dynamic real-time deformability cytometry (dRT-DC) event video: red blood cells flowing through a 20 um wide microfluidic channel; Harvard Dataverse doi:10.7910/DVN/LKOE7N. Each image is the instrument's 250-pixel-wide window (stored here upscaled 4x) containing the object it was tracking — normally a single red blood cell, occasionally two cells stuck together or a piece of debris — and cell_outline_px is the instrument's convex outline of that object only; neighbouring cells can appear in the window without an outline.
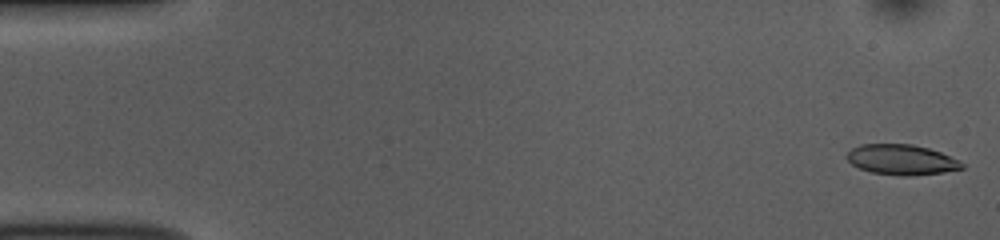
{"species": "common noctule bat (a hibernating species)", "species_latin": "Nyctalus noctula", "temperature_condition": "room temperature", "stored_images_in_passage": 52, "camera_frame_rate_fps": 3000, "um_per_image_px": 0.085, "animal": {"sex": "female", "body_mass_g": 10.0, "forearm_length_mm": 53.1}, "frame": {"image": 1, "passage_image": 1, "time_ms": 0.0, "image_size_px": [1000, 240], "cell_outline_px": [[964, 168], [940, 172], [872, 172], [860, 168], [852, 164], [848, 160], [848, 152], [852, 148], [860, 144], [912, 144], [928, 148], [940, 152], [964, 164]], "centroid_in_image_um": [76.58, 13.5], "position_along_channel_um": 8.4, "area_um2": 18.84}}
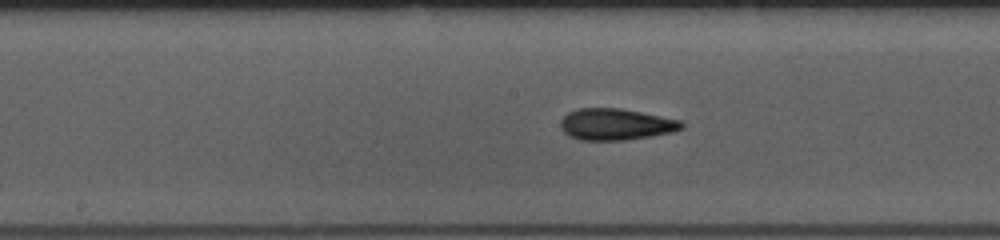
{"frame": {"image": 2, "passage_image": 26, "time_ms": 8.333, "image_size_px": [1000, 240], "cell_outline_px": [[684, 128], [672, 132], [652, 136], [624, 140], [580, 140], [564, 132], [560, 128], [560, 120], [568, 112], [580, 108], [620, 108], [684, 120]], "centroid_in_image_um": [52.38, 10.56], "position_along_channel_um": 195.8, "area_um2": 22.37}}
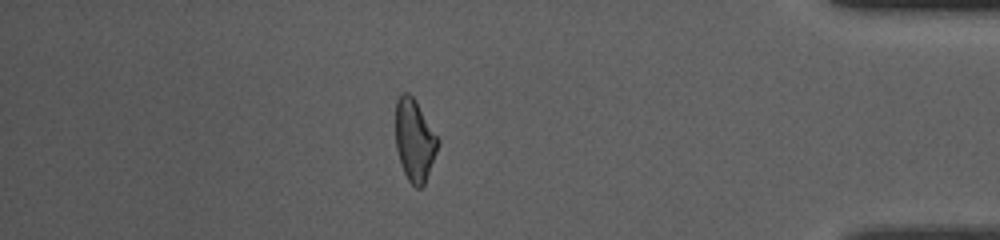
{"frame": {"image": 3, "passage_image": 45, "time_ms": 14.667, "image_size_px": [1000, 240], "cell_outline_px": [[440, 140], [436, 152], [424, 184], [420, 188], [416, 188], [408, 180], [404, 172], [396, 148], [396, 100], [404, 92], [408, 92], [416, 100]], "centroid_in_image_um": [35.24, 11.89], "position_along_channel_um": 400.0, "area_um2": 20.0}, "authors_computed_cell_mechanics": {"area_um2": 21.097, "velocity_mm_per_s": 3.8187, "shape_relaxation_time_tau1_ms": 10.8484, "shape_relaxation_time_tau2_ms": 2.5179, "deformation_change_tau1": 0.2234, "deformation_change_tau2": 0.0914}}